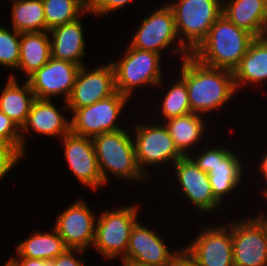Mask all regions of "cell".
<instances>
[{
	"label": "cell",
	"instance_id": "6da1fadb",
	"mask_svg": "<svg viewBox=\"0 0 267 266\" xmlns=\"http://www.w3.org/2000/svg\"><path fill=\"white\" fill-rule=\"evenodd\" d=\"M181 66L192 113L203 115L220 108L235 95L232 71L206 66L192 55L184 57Z\"/></svg>",
	"mask_w": 267,
	"mask_h": 266
},
{
	"label": "cell",
	"instance_id": "7a4b0ae2",
	"mask_svg": "<svg viewBox=\"0 0 267 266\" xmlns=\"http://www.w3.org/2000/svg\"><path fill=\"white\" fill-rule=\"evenodd\" d=\"M254 39L252 34L237 27L222 14L191 55L206 66L233 72Z\"/></svg>",
	"mask_w": 267,
	"mask_h": 266
},
{
	"label": "cell",
	"instance_id": "3957f363",
	"mask_svg": "<svg viewBox=\"0 0 267 266\" xmlns=\"http://www.w3.org/2000/svg\"><path fill=\"white\" fill-rule=\"evenodd\" d=\"M221 0H178L168 4L174 13L177 34L184 37L179 40L178 49L184 57L191 53L205 39L210 28L222 15Z\"/></svg>",
	"mask_w": 267,
	"mask_h": 266
},
{
	"label": "cell",
	"instance_id": "277c9868",
	"mask_svg": "<svg viewBox=\"0 0 267 266\" xmlns=\"http://www.w3.org/2000/svg\"><path fill=\"white\" fill-rule=\"evenodd\" d=\"M100 174L104 184L108 174L129 180H142L143 174L136 159L133 139L124 129L105 132L92 138Z\"/></svg>",
	"mask_w": 267,
	"mask_h": 266
},
{
	"label": "cell",
	"instance_id": "5b68a950",
	"mask_svg": "<svg viewBox=\"0 0 267 266\" xmlns=\"http://www.w3.org/2000/svg\"><path fill=\"white\" fill-rule=\"evenodd\" d=\"M126 51L119 62H110L114 69L116 91L130 98L133 89L139 85L161 84V54L139 50L131 45Z\"/></svg>",
	"mask_w": 267,
	"mask_h": 266
},
{
	"label": "cell",
	"instance_id": "8992f818",
	"mask_svg": "<svg viewBox=\"0 0 267 266\" xmlns=\"http://www.w3.org/2000/svg\"><path fill=\"white\" fill-rule=\"evenodd\" d=\"M137 205L102 212L95 227L93 245L104 257L126 256L133 226L137 222Z\"/></svg>",
	"mask_w": 267,
	"mask_h": 266
},
{
	"label": "cell",
	"instance_id": "52a82bcc",
	"mask_svg": "<svg viewBox=\"0 0 267 266\" xmlns=\"http://www.w3.org/2000/svg\"><path fill=\"white\" fill-rule=\"evenodd\" d=\"M128 97L116 91L108 98L73 112L71 132L93 138L109 131L123 129L116 125V119L123 110Z\"/></svg>",
	"mask_w": 267,
	"mask_h": 266
},
{
	"label": "cell",
	"instance_id": "ba28073f",
	"mask_svg": "<svg viewBox=\"0 0 267 266\" xmlns=\"http://www.w3.org/2000/svg\"><path fill=\"white\" fill-rule=\"evenodd\" d=\"M193 161L208 174L212 193L220 203L241 181L242 164L237 155L225 148L206 150Z\"/></svg>",
	"mask_w": 267,
	"mask_h": 266
},
{
	"label": "cell",
	"instance_id": "9c48e42d",
	"mask_svg": "<svg viewBox=\"0 0 267 266\" xmlns=\"http://www.w3.org/2000/svg\"><path fill=\"white\" fill-rule=\"evenodd\" d=\"M232 223L234 266H267V226L258 217Z\"/></svg>",
	"mask_w": 267,
	"mask_h": 266
},
{
	"label": "cell",
	"instance_id": "30bf717a",
	"mask_svg": "<svg viewBox=\"0 0 267 266\" xmlns=\"http://www.w3.org/2000/svg\"><path fill=\"white\" fill-rule=\"evenodd\" d=\"M134 148L139 168L146 176V165L167 163L174 164L183 157L175 147L172 137L165 125H137Z\"/></svg>",
	"mask_w": 267,
	"mask_h": 266
},
{
	"label": "cell",
	"instance_id": "8fae6325",
	"mask_svg": "<svg viewBox=\"0 0 267 266\" xmlns=\"http://www.w3.org/2000/svg\"><path fill=\"white\" fill-rule=\"evenodd\" d=\"M116 92L112 64L98 67L90 72L82 65L77 73L69 99L63 106L73 112L81 107L92 105L108 98Z\"/></svg>",
	"mask_w": 267,
	"mask_h": 266
},
{
	"label": "cell",
	"instance_id": "7c38bea8",
	"mask_svg": "<svg viewBox=\"0 0 267 266\" xmlns=\"http://www.w3.org/2000/svg\"><path fill=\"white\" fill-rule=\"evenodd\" d=\"M80 65L50 58V60L31 74L27 81L36 99H49L63 95L67 101L73 90Z\"/></svg>",
	"mask_w": 267,
	"mask_h": 266
},
{
	"label": "cell",
	"instance_id": "4fadbf2b",
	"mask_svg": "<svg viewBox=\"0 0 267 266\" xmlns=\"http://www.w3.org/2000/svg\"><path fill=\"white\" fill-rule=\"evenodd\" d=\"M209 227L185 247L197 266H234L232 254V225ZM228 230V231H227Z\"/></svg>",
	"mask_w": 267,
	"mask_h": 266
},
{
	"label": "cell",
	"instance_id": "5bb4252c",
	"mask_svg": "<svg viewBox=\"0 0 267 266\" xmlns=\"http://www.w3.org/2000/svg\"><path fill=\"white\" fill-rule=\"evenodd\" d=\"M55 228L68 249H86L93 245L95 215L86 203L78 201L70 205L56 219Z\"/></svg>",
	"mask_w": 267,
	"mask_h": 266
},
{
	"label": "cell",
	"instance_id": "9a60e30c",
	"mask_svg": "<svg viewBox=\"0 0 267 266\" xmlns=\"http://www.w3.org/2000/svg\"><path fill=\"white\" fill-rule=\"evenodd\" d=\"M66 160L76 178L94 190L104 184L92 138L71 131L62 137Z\"/></svg>",
	"mask_w": 267,
	"mask_h": 266
},
{
	"label": "cell",
	"instance_id": "2e32d148",
	"mask_svg": "<svg viewBox=\"0 0 267 266\" xmlns=\"http://www.w3.org/2000/svg\"><path fill=\"white\" fill-rule=\"evenodd\" d=\"M178 37L174 13L167 4L145 17L130 45L139 50L154 51L168 48Z\"/></svg>",
	"mask_w": 267,
	"mask_h": 266
},
{
	"label": "cell",
	"instance_id": "e0dca14e",
	"mask_svg": "<svg viewBox=\"0 0 267 266\" xmlns=\"http://www.w3.org/2000/svg\"><path fill=\"white\" fill-rule=\"evenodd\" d=\"M175 173L182 191L196 208L205 212H213L220 206L214 197L209 177L203 172L188 155L183 156L175 163ZM219 205V206H218Z\"/></svg>",
	"mask_w": 267,
	"mask_h": 266
},
{
	"label": "cell",
	"instance_id": "ac0fdd59",
	"mask_svg": "<svg viewBox=\"0 0 267 266\" xmlns=\"http://www.w3.org/2000/svg\"><path fill=\"white\" fill-rule=\"evenodd\" d=\"M176 252H170L158 235L138 222L131 231L126 256L123 259L147 266H167Z\"/></svg>",
	"mask_w": 267,
	"mask_h": 266
},
{
	"label": "cell",
	"instance_id": "d6986e66",
	"mask_svg": "<svg viewBox=\"0 0 267 266\" xmlns=\"http://www.w3.org/2000/svg\"><path fill=\"white\" fill-rule=\"evenodd\" d=\"M222 14L255 38L267 36V0H229L222 4Z\"/></svg>",
	"mask_w": 267,
	"mask_h": 266
},
{
	"label": "cell",
	"instance_id": "ffe728a7",
	"mask_svg": "<svg viewBox=\"0 0 267 266\" xmlns=\"http://www.w3.org/2000/svg\"><path fill=\"white\" fill-rule=\"evenodd\" d=\"M51 32V57L57 60L68 61L77 65H84L81 61L85 54L83 25L80 19L57 26Z\"/></svg>",
	"mask_w": 267,
	"mask_h": 266
},
{
	"label": "cell",
	"instance_id": "44dd1931",
	"mask_svg": "<svg viewBox=\"0 0 267 266\" xmlns=\"http://www.w3.org/2000/svg\"><path fill=\"white\" fill-rule=\"evenodd\" d=\"M29 129L42 135L63 137L71 131V122L60 114L50 99H35L20 131Z\"/></svg>",
	"mask_w": 267,
	"mask_h": 266
},
{
	"label": "cell",
	"instance_id": "7402d4cb",
	"mask_svg": "<svg viewBox=\"0 0 267 266\" xmlns=\"http://www.w3.org/2000/svg\"><path fill=\"white\" fill-rule=\"evenodd\" d=\"M236 90L241 83L267 81V36L255 38L249 45L245 56L233 71Z\"/></svg>",
	"mask_w": 267,
	"mask_h": 266
},
{
	"label": "cell",
	"instance_id": "603a6c76",
	"mask_svg": "<svg viewBox=\"0 0 267 266\" xmlns=\"http://www.w3.org/2000/svg\"><path fill=\"white\" fill-rule=\"evenodd\" d=\"M35 99L28 81L19 86L15 75L11 74L0 96V110L21 129Z\"/></svg>",
	"mask_w": 267,
	"mask_h": 266
},
{
	"label": "cell",
	"instance_id": "cb8c5ba5",
	"mask_svg": "<svg viewBox=\"0 0 267 266\" xmlns=\"http://www.w3.org/2000/svg\"><path fill=\"white\" fill-rule=\"evenodd\" d=\"M48 31L21 33L20 59L17 69L29 77L44 66L51 58V41Z\"/></svg>",
	"mask_w": 267,
	"mask_h": 266
},
{
	"label": "cell",
	"instance_id": "d4e9b609",
	"mask_svg": "<svg viewBox=\"0 0 267 266\" xmlns=\"http://www.w3.org/2000/svg\"><path fill=\"white\" fill-rule=\"evenodd\" d=\"M67 249L55 228L51 234L34 232L32 237L30 236L17 245L18 257L37 258L46 261L55 259Z\"/></svg>",
	"mask_w": 267,
	"mask_h": 266
},
{
	"label": "cell",
	"instance_id": "484cf974",
	"mask_svg": "<svg viewBox=\"0 0 267 266\" xmlns=\"http://www.w3.org/2000/svg\"><path fill=\"white\" fill-rule=\"evenodd\" d=\"M203 123L202 115L198 113H189L165 121L175 147L183 156H187L186 149L202 137L205 126Z\"/></svg>",
	"mask_w": 267,
	"mask_h": 266
},
{
	"label": "cell",
	"instance_id": "4316f807",
	"mask_svg": "<svg viewBox=\"0 0 267 266\" xmlns=\"http://www.w3.org/2000/svg\"><path fill=\"white\" fill-rule=\"evenodd\" d=\"M12 27L20 33L46 31L42 0H13Z\"/></svg>",
	"mask_w": 267,
	"mask_h": 266
},
{
	"label": "cell",
	"instance_id": "83f0119b",
	"mask_svg": "<svg viewBox=\"0 0 267 266\" xmlns=\"http://www.w3.org/2000/svg\"><path fill=\"white\" fill-rule=\"evenodd\" d=\"M46 31L78 19L87 13L88 0H42Z\"/></svg>",
	"mask_w": 267,
	"mask_h": 266
},
{
	"label": "cell",
	"instance_id": "f1b7e54d",
	"mask_svg": "<svg viewBox=\"0 0 267 266\" xmlns=\"http://www.w3.org/2000/svg\"><path fill=\"white\" fill-rule=\"evenodd\" d=\"M192 113L189 104L187 86L185 80L180 76V79L168 89V93L164 96L162 103V114L164 120L184 116Z\"/></svg>",
	"mask_w": 267,
	"mask_h": 266
},
{
	"label": "cell",
	"instance_id": "f546056e",
	"mask_svg": "<svg viewBox=\"0 0 267 266\" xmlns=\"http://www.w3.org/2000/svg\"><path fill=\"white\" fill-rule=\"evenodd\" d=\"M13 33L0 26V64L3 66L18 68L20 59L21 33L13 29Z\"/></svg>",
	"mask_w": 267,
	"mask_h": 266
},
{
	"label": "cell",
	"instance_id": "4dcf8cb0",
	"mask_svg": "<svg viewBox=\"0 0 267 266\" xmlns=\"http://www.w3.org/2000/svg\"><path fill=\"white\" fill-rule=\"evenodd\" d=\"M23 132L0 110V139L8 141L22 156L25 154Z\"/></svg>",
	"mask_w": 267,
	"mask_h": 266
},
{
	"label": "cell",
	"instance_id": "1f68e13d",
	"mask_svg": "<svg viewBox=\"0 0 267 266\" xmlns=\"http://www.w3.org/2000/svg\"><path fill=\"white\" fill-rule=\"evenodd\" d=\"M133 0H88V12L96 15L109 14L129 4Z\"/></svg>",
	"mask_w": 267,
	"mask_h": 266
},
{
	"label": "cell",
	"instance_id": "d6a6232c",
	"mask_svg": "<svg viewBox=\"0 0 267 266\" xmlns=\"http://www.w3.org/2000/svg\"><path fill=\"white\" fill-rule=\"evenodd\" d=\"M4 266H54L52 260H43L37 258H26V257H11Z\"/></svg>",
	"mask_w": 267,
	"mask_h": 266
},
{
	"label": "cell",
	"instance_id": "836d02e7",
	"mask_svg": "<svg viewBox=\"0 0 267 266\" xmlns=\"http://www.w3.org/2000/svg\"><path fill=\"white\" fill-rule=\"evenodd\" d=\"M83 252L80 249H67L63 254L58 255L55 259H53L54 266H84L82 262L76 260L73 252Z\"/></svg>",
	"mask_w": 267,
	"mask_h": 266
},
{
	"label": "cell",
	"instance_id": "e575fe53",
	"mask_svg": "<svg viewBox=\"0 0 267 266\" xmlns=\"http://www.w3.org/2000/svg\"><path fill=\"white\" fill-rule=\"evenodd\" d=\"M167 266H197L194 258L184 248L176 252Z\"/></svg>",
	"mask_w": 267,
	"mask_h": 266
},
{
	"label": "cell",
	"instance_id": "d590c367",
	"mask_svg": "<svg viewBox=\"0 0 267 266\" xmlns=\"http://www.w3.org/2000/svg\"><path fill=\"white\" fill-rule=\"evenodd\" d=\"M22 155L8 142L0 139V158H21Z\"/></svg>",
	"mask_w": 267,
	"mask_h": 266
},
{
	"label": "cell",
	"instance_id": "8d00e7d4",
	"mask_svg": "<svg viewBox=\"0 0 267 266\" xmlns=\"http://www.w3.org/2000/svg\"><path fill=\"white\" fill-rule=\"evenodd\" d=\"M21 158H0V179L8 173Z\"/></svg>",
	"mask_w": 267,
	"mask_h": 266
},
{
	"label": "cell",
	"instance_id": "74e56055",
	"mask_svg": "<svg viewBox=\"0 0 267 266\" xmlns=\"http://www.w3.org/2000/svg\"><path fill=\"white\" fill-rule=\"evenodd\" d=\"M260 169H261L265 179L267 180V153L262 158V162L260 163ZM263 193L267 197V188L264 190Z\"/></svg>",
	"mask_w": 267,
	"mask_h": 266
},
{
	"label": "cell",
	"instance_id": "f35d334b",
	"mask_svg": "<svg viewBox=\"0 0 267 266\" xmlns=\"http://www.w3.org/2000/svg\"><path fill=\"white\" fill-rule=\"evenodd\" d=\"M122 260H123V266H147V265L139 264L134 261L127 260V259H122Z\"/></svg>",
	"mask_w": 267,
	"mask_h": 266
},
{
	"label": "cell",
	"instance_id": "ab89813d",
	"mask_svg": "<svg viewBox=\"0 0 267 266\" xmlns=\"http://www.w3.org/2000/svg\"><path fill=\"white\" fill-rule=\"evenodd\" d=\"M265 224H266V226H267V217L266 218H264L265 216H264V213L262 212L260 215H257Z\"/></svg>",
	"mask_w": 267,
	"mask_h": 266
}]
</instances>
